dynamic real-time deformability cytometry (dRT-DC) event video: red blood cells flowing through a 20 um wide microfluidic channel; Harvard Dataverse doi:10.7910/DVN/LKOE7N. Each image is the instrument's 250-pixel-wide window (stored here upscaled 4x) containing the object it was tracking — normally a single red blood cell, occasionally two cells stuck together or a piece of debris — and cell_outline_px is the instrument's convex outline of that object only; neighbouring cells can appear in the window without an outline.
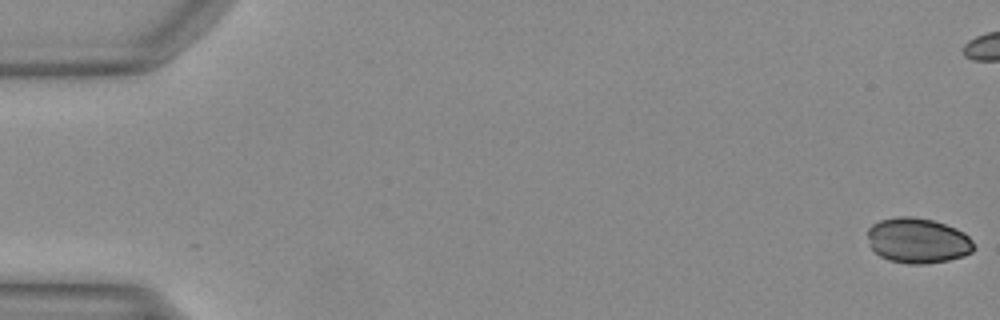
{"species": "Egyptian fruit bat (a non-hibernating species)", "species_latin": "Rousettus aegyptiacus", "temperature_condition": "warm", "stored_images_in_passage": 43, "camera_frame_rate_fps": 3000, "um_per_image_px": 0.085, "animal": {"sex": "female"}, "frame": {"image": 1, "passage_image": 1, "time_ms": 0.0, "image_size_px": [1000, 320], "cell_outline_px": [[972, 252], [964, 256], [948, 260], [920, 264], [908, 264], [888, 260], [880, 256], [872, 248], [868, 236], [868, 228], [872, 224], [880, 220], [896, 216], [912, 216], [932, 220], [956, 228], [964, 232], [972, 240]], "centroid_in_image_um": [78.0, 20.44], "position_along_channel_um": 7.0, "area_um2": 27.92}}
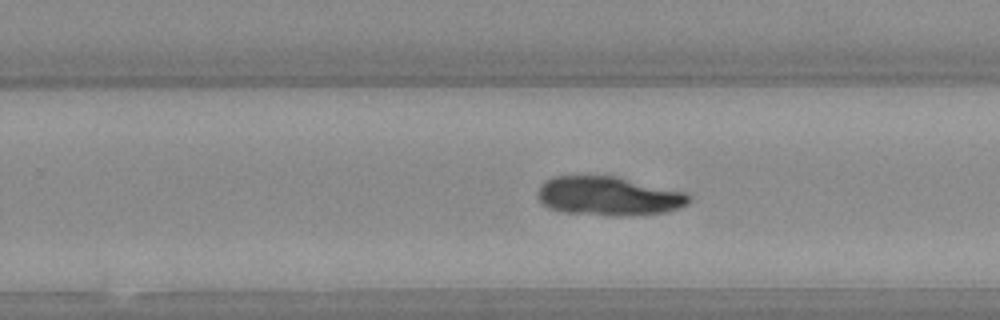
{"frame": {"image": 2, "passage_image": 32, "time_ms": 10.333, "image_size_px": [1000, 320], "cell_outline_px": [[692, 196], [688, 204], [680, 208], [664, 212], [620, 216], [608, 216], [564, 212], [548, 208], [536, 196], [536, 192], [540, 184], [544, 180], [556, 176], [616, 176], [684, 192]], "centroid_in_image_um": [51.7, 16.67], "position_along_channel_um": 278.1, "area_um2": 34.51}}
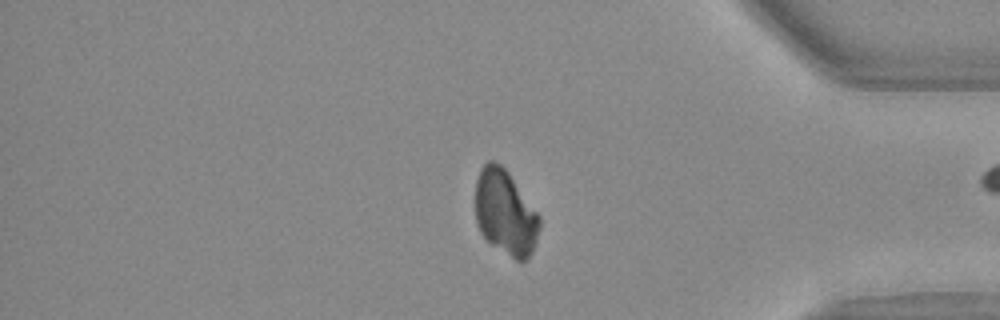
{"frame": {"image": 3, "passage_image": 42, "time_ms": 13.667, "image_size_px": [1000, 320], "cell_outline_px": [[540, 224], [536, 240], [532, 252], [520, 264], [492, 244], [480, 232], [476, 224], [476, 180], [480, 168], [488, 160], [492, 160], [500, 164], [508, 172], [540, 216]], "centroid_in_image_um": [42.94, 18.07], "position_along_channel_um": 392.3, "area_um2": 31.73}}